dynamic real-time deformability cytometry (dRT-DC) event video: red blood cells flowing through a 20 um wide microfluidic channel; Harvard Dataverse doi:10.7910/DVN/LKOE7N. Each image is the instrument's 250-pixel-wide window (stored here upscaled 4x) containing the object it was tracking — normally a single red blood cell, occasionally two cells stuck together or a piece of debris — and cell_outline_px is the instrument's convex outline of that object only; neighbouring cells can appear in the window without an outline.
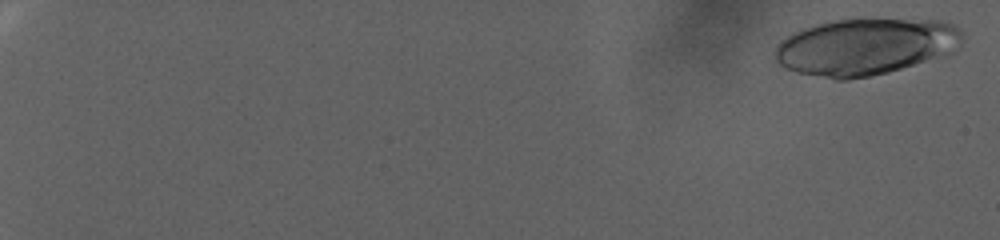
{"species": "human", "species_latin": "Homo sapiens", "temperature_condition": "warm", "stored_images_in_passage": 27, "camera_frame_rate_fps": 3000, "um_per_image_px": 0.085, "donor": {"sex": "female"}, "frame": {"image": 1, "passage_image": 3, "time_ms": 0.667, "image_size_px": [1000, 240], "cell_outline_px": [[964, 36], [960, 48], [956, 52], [944, 56], [888, 72], [872, 76], [848, 80], [836, 80], [796, 72], [784, 68], [776, 60], [776, 44], [780, 40], [804, 28], [816, 24], [836, 20], [860, 16], [940, 20], [956, 24], [964, 32]], "centroid_in_image_um": [73.66, 3.93], "position_along_channel_um": 11.3, "area_um2": 63.75}}